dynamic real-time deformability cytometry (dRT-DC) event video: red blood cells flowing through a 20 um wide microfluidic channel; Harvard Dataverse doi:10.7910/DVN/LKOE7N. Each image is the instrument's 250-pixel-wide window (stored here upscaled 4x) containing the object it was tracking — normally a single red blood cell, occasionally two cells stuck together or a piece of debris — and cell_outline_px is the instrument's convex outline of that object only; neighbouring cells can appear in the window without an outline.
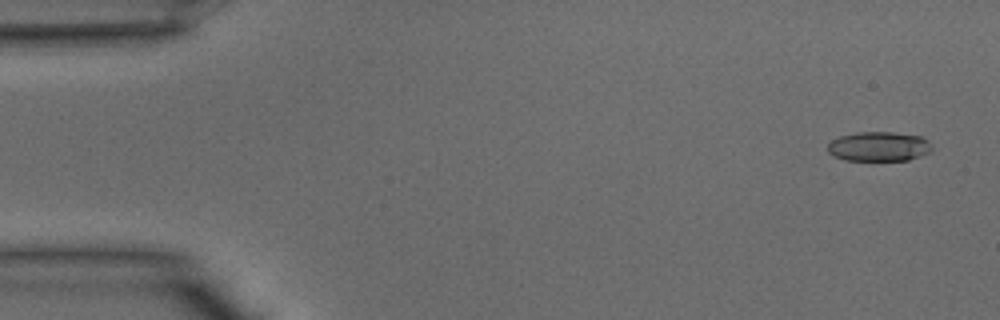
{"species": "common noctule bat (a hibernating species)", "species_latin": "Nyctalus noctula", "temperature_condition": "warm", "stored_images_in_passage": 40, "camera_frame_rate_fps": 3000, "um_per_image_px": 0.085, "animal": {"sex": "male", "body_mass_g": 15.6}, "frame": {"image": 1, "passage_image": 2, "time_ms": 0.333, "image_size_px": [1000, 320], "cell_outline_px": [[932, 152], [908, 160], [844, 160], [828, 152], [828, 144], [832, 140], [840, 136], [856, 132], [892, 132], [920, 136], [928, 140], [932, 148]], "centroid_in_image_um": [74.72, 12.45], "position_along_channel_um": 10.3, "area_um2": 17.92}}
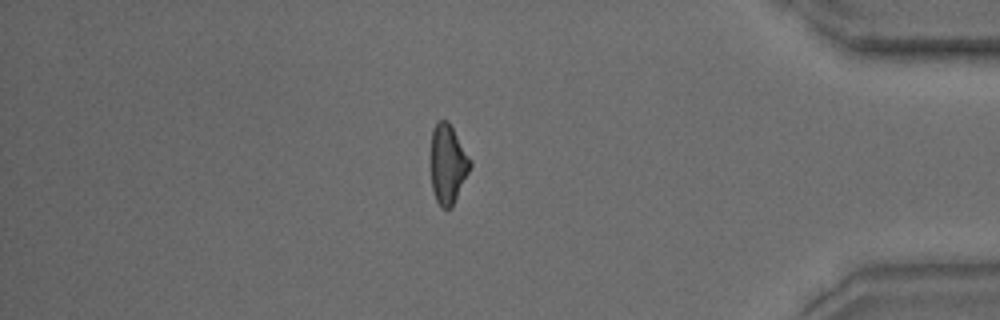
{"frame": {"image": 2, "passage_image": 34, "time_ms": 11.0, "image_size_px": [1000, 320], "cell_outline_px": [[472, 164], [452, 208], [440, 208], [436, 200], [432, 188], [432, 128], [440, 120], [448, 120], [472, 160]], "centroid_in_image_um": [38.09, 13.95], "position_along_channel_um": 397.1, "area_um2": 18.03}}
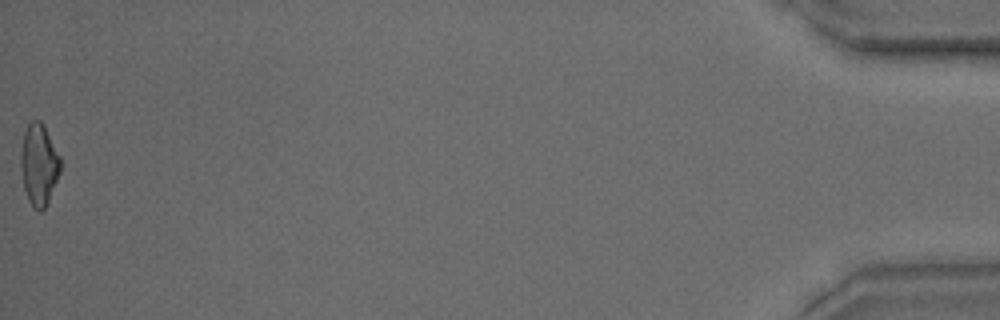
{"frame": {"image": 3, "passage_image": 40, "time_ms": 13.0, "image_size_px": [1000, 320], "cell_outline_px": [[60, 172], [48, 200], [44, 208], [40, 212], [32, 208], [28, 200], [24, 188], [20, 168], [20, 152], [24, 132], [28, 124], [32, 120], [40, 120], [44, 124], [60, 156]], "centroid_in_image_um": [3.29, 13.97], "position_along_channel_um": 431.9, "area_um2": 18.9}}